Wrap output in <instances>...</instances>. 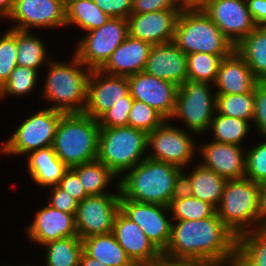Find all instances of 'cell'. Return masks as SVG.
<instances>
[{
    "instance_id": "6da1fadb",
    "label": "cell",
    "mask_w": 266,
    "mask_h": 266,
    "mask_svg": "<svg viewBox=\"0 0 266 266\" xmlns=\"http://www.w3.org/2000/svg\"><path fill=\"white\" fill-rule=\"evenodd\" d=\"M177 221L171 226L163 257L205 266H235L237 236L223 224L217 212L201 220Z\"/></svg>"
},
{
    "instance_id": "7a4b0ae2",
    "label": "cell",
    "mask_w": 266,
    "mask_h": 266,
    "mask_svg": "<svg viewBox=\"0 0 266 266\" xmlns=\"http://www.w3.org/2000/svg\"><path fill=\"white\" fill-rule=\"evenodd\" d=\"M183 169L146 157L119 180L120 199L170 205L182 190Z\"/></svg>"
},
{
    "instance_id": "3957f363",
    "label": "cell",
    "mask_w": 266,
    "mask_h": 266,
    "mask_svg": "<svg viewBox=\"0 0 266 266\" xmlns=\"http://www.w3.org/2000/svg\"><path fill=\"white\" fill-rule=\"evenodd\" d=\"M100 126L85 113L63 114L56 129L53 149L68 167L97 159Z\"/></svg>"
},
{
    "instance_id": "277c9868",
    "label": "cell",
    "mask_w": 266,
    "mask_h": 266,
    "mask_svg": "<svg viewBox=\"0 0 266 266\" xmlns=\"http://www.w3.org/2000/svg\"><path fill=\"white\" fill-rule=\"evenodd\" d=\"M48 76L43 87L45 99L55 102L50 106L64 114L83 113L87 101V83L91 70L74 54L71 64L58 63L50 59ZM83 66V67H82ZM87 70V71H86Z\"/></svg>"
},
{
    "instance_id": "5b68a950",
    "label": "cell",
    "mask_w": 266,
    "mask_h": 266,
    "mask_svg": "<svg viewBox=\"0 0 266 266\" xmlns=\"http://www.w3.org/2000/svg\"><path fill=\"white\" fill-rule=\"evenodd\" d=\"M223 224L237 237L249 232V226L266 222L261 204L260 185L247 179L227 180L216 209Z\"/></svg>"
},
{
    "instance_id": "8992f818",
    "label": "cell",
    "mask_w": 266,
    "mask_h": 266,
    "mask_svg": "<svg viewBox=\"0 0 266 266\" xmlns=\"http://www.w3.org/2000/svg\"><path fill=\"white\" fill-rule=\"evenodd\" d=\"M173 42L186 55L231 54L235 50L233 43L200 7L187 5L178 15Z\"/></svg>"
},
{
    "instance_id": "52a82bcc",
    "label": "cell",
    "mask_w": 266,
    "mask_h": 266,
    "mask_svg": "<svg viewBox=\"0 0 266 266\" xmlns=\"http://www.w3.org/2000/svg\"><path fill=\"white\" fill-rule=\"evenodd\" d=\"M148 133L130 126L100 128L97 159L117 177L147 156Z\"/></svg>"
},
{
    "instance_id": "ba28073f",
    "label": "cell",
    "mask_w": 266,
    "mask_h": 266,
    "mask_svg": "<svg viewBox=\"0 0 266 266\" xmlns=\"http://www.w3.org/2000/svg\"><path fill=\"white\" fill-rule=\"evenodd\" d=\"M210 89V83L187 79L178 88L172 119L183 120L192 133L202 134L209 130L216 113V93L212 95Z\"/></svg>"
},
{
    "instance_id": "9c48e42d",
    "label": "cell",
    "mask_w": 266,
    "mask_h": 266,
    "mask_svg": "<svg viewBox=\"0 0 266 266\" xmlns=\"http://www.w3.org/2000/svg\"><path fill=\"white\" fill-rule=\"evenodd\" d=\"M64 113L46 108L28 117L0 148L5 154L29 155L53 145L57 125Z\"/></svg>"
},
{
    "instance_id": "30bf717a",
    "label": "cell",
    "mask_w": 266,
    "mask_h": 266,
    "mask_svg": "<svg viewBox=\"0 0 266 266\" xmlns=\"http://www.w3.org/2000/svg\"><path fill=\"white\" fill-rule=\"evenodd\" d=\"M87 33L82 40L80 39L74 54L86 68L101 69L128 37V20L111 17L104 25Z\"/></svg>"
},
{
    "instance_id": "8fae6325",
    "label": "cell",
    "mask_w": 266,
    "mask_h": 266,
    "mask_svg": "<svg viewBox=\"0 0 266 266\" xmlns=\"http://www.w3.org/2000/svg\"><path fill=\"white\" fill-rule=\"evenodd\" d=\"M116 194L87 196L78 202L75 226L81 239L113 231L114 220L120 211L119 182Z\"/></svg>"
},
{
    "instance_id": "7c38bea8",
    "label": "cell",
    "mask_w": 266,
    "mask_h": 266,
    "mask_svg": "<svg viewBox=\"0 0 266 266\" xmlns=\"http://www.w3.org/2000/svg\"><path fill=\"white\" fill-rule=\"evenodd\" d=\"M147 146L154 152L148 158L166 162L184 170L193 160L195 143L186 130L171 126L166 120L161 126L148 133Z\"/></svg>"
},
{
    "instance_id": "4fadbf2b",
    "label": "cell",
    "mask_w": 266,
    "mask_h": 266,
    "mask_svg": "<svg viewBox=\"0 0 266 266\" xmlns=\"http://www.w3.org/2000/svg\"><path fill=\"white\" fill-rule=\"evenodd\" d=\"M199 7L234 46L257 27L245 0H207Z\"/></svg>"
},
{
    "instance_id": "5bb4252c",
    "label": "cell",
    "mask_w": 266,
    "mask_h": 266,
    "mask_svg": "<svg viewBox=\"0 0 266 266\" xmlns=\"http://www.w3.org/2000/svg\"><path fill=\"white\" fill-rule=\"evenodd\" d=\"M120 211L131 221L138 224L147 238L163 252L171 237L172 219L164 212H170L168 206L120 199Z\"/></svg>"
},
{
    "instance_id": "9a60e30c",
    "label": "cell",
    "mask_w": 266,
    "mask_h": 266,
    "mask_svg": "<svg viewBox=\"0 0 266 266\" xmlns=\"http://www.w3.org/2000/svg\"><path fill=\"white\" fill-rule=\"evenodd\" d=\"M9 20L16 25L12 29L29 31L33 27L66 26V2L64 0H14Z\"/></svg>"
},
{
    "instance_id": "2e32d148",
    "label": "cell",
    "mask_w": 266,
    "mask_h": 266,
    "mask_svg": "<svg viewBox=\"0 0 266 266\" xmlns=\"http://www.w3.org/2000/svg\"><path fill=\"white\" fill-rule=\"evenodd\" d=\"M129 93L127 76L110 75L101 69L91 70L87 83V101L83 113L98 120L116 102Z\"/></svg>"
},
{
    "instance_id": "e0dca14e",
    "label": "cell",
    "mask_w": 266,
    "mask_h": 266,
    "mask_svg": "<svg viewBox=\"0 0 266 266\" xmlns=\"http://www.w3.org/2000/svg\"><path fill=\"white\" fill-rule=\"evenodd\" d=\"M129 92L138 101L144 102L159 112L166 120L172 119L179 86L144 71L127 77Z\"/></svg>"
},
{
    "instance_id": "ac0fdd59",
    "label": "cell",
    "mask_w": 266,
    "mask_h": 266,
    "mask_svg": "<svg viewBox=\"0 0 266 266\" xmlns=\"http://www.w3.org/2000/svg\"><path fill=\"white\" fill-rule=\"evenodd\" d=\"M182 9H164L144 14H130L129 35L151 45L173 41L178 15Z\"/></svg>"
},
{
    "instance_id": "d6986e66",
    "label": "cell",
    "mask_w": 266,
    "mask_h": 266,
    "mask_svg": "<svg viewBox=\"0 0 266 266\" xmlns=\"http://www.w3.org/2000/svg\"><path fill=\"white\" fill-rule=\"evenodd\" d=\"M112 232L119 245L136 266L156 261L162 257V252L147 238L141 227L121 211L115 217Z\"/></svg>"
},
{
    "instance_id": "ffe728a7",
    "label": "cell",
    "mask_w": 266,
    "mask_h": 266,
    "mask_svg": "<svg viewBox=\"0 0 266 266\" xmlns=\"http://www.w3.org/2000/svg\"><path fill=\"white\" fill-rule=\"evenodd\" d=\"M144 72L181 86L188 79L187 55L173 41L152 45Z\"/></svg>"
},
{
    "instance_id": "44dd1931",
    "label": "cell",
    "mask_w": 266,
    "mask_h": 266,
    "mask_svg": "<svg viewBox=\"0 0 266 266\" xmlns=\"http://www.w3.org/2000/svg\"><path fill=\"white\" fill-rule=\"evenodd\" d=\"M242 150V146L212 141L199 148L204 158L200 164L226 180L241 179L246 172V153Z\"/></svg>"
},
{
    "instance_id": "7402d4cb",
    "label": "cell",
    "mask_w": 266,
    "mask_h": 266,
    "mask_svg": "<svg viewBox=\"0 0 266 266\" xmlns=\"http://www.w3.org/2000/svg\"><path fill=\"white\" fill-rule=\"evenodd\" d=\"M35 220L27 227L29 240L45 245L70 236H78L75 215L57 210L50 205L37 211Z\"/></svg>"
},
{
    "instance_id": "603a6c76",
    "label": "cell",
    "mask_w": 266,
    "mask_h": 266,
    "mask_svg": "<svg viewBox=\"0 0 266 266\" xmlns=\"http://www.w3.org/2000/svg\"><path fill=\"white\" fill-rule=\"evenodd\" d=\"M258 80L243 57L234 50L218 68L214 86L216 94H246L254 91Z\"/></svg>"
},
{
    "instance_id": "cb8c5ba5",
    "label": "cell",
    "mask_w": 266,
    "mask_h": 266,
    "mask_svg": "<svg viewBox=\"0 0 266 266\" xmlns=\"http://www.w3.org/2000/svg\"><path fill=\"white\" fill-rule=\"evenodd\" d=\"M151 47L150 43L128 35L101 70L110 75L127 77L142 72Z\"/></svg>"
},
{
    "instance_id": "d4e9b609",
    "label": "cell",
    "mask_w": 266,
    "mask_h": 266,
    "mask_svg": "<svg viewBox=\"0 0 266 266\" xmlns=\"http://www.w3.org/2000/svg\"><path fill=\"white\" fill-rule=\"evenodd\" d=\"M185 174L183 171L182 189L217 209L227 180L200 163L187 176Z\"/></svg>"
},
{
    "instance_id": "484cf974",
    "label": "cell",
    "mask_w": 266,
    "mask_h": 266,
    "mask_svg": "<svg viewBox=\"0 0 266 266\" xmlns=\"http://www.w3.org/2000/svg\"><path fill=\"white\" fill-rule=\"evenodd\" d=\"M28 172L33 181L43 187L57 185L69 169L55 154L53 146L29 153Z\"/></svg>"
},
{
    "instance_id": "4316f807",
    "label": "cell",
    "mask_w": 266,
    "mask_h": 266,
    "mask_svg": "<svg viewBox=\"0 0 266 266\" xmlns=\"http://www.w3.org/2000/svg\"><path fill=\"white\" fill-rule=\"evenodd\" d=\"M83 251L107 266H136L117 242L113 232L82 239Z\"/></svg>"
},
{
    "instance_id": "83f0119b",
    "label": "cell",
    "mask_w": 266,
    "mask_h": 266,
    "mask_svg": "<svg viewBox=\"0 0 266 266\" xmlns=\"http://www.w3.org/2000/svg\"><path fill=\"white\" fill-rule=\"evenodd\" d=\"M235 50L243 57L258 81H266V26H257Z\"/></svg>"
},
{
    "instance_id": "f1b7e54d",
    "label": "cell",
    "mask_w": 266,
    "mask_h": 266,
    "mask_svg": "<svg viewBox=\"0 0 266 266\" xmlns=\"http://www.w3.org/2000/svg\"><path fill=\"white\" fill-rule=\"evenodd\" d=\"M235 266H266V222L237 237Z\"/></svg>"
},
{
    "instance_id": "f546056e",
    "label": "cell",
    "mask_w": 266,
    "mask_h": 266,
    "mask_svg": "<svg viewBox=\"0 0 266 266\" xmlns=\"http://www.w3.org/2000/svg\"><path fill=\"white\" fill-rule=\"evenodd\" d=\"M110 18L93 0H68L66 2L67 26L74 24L89 32L101 27Z\"/></svg>"
},
{
    "instance_id": "4dcf8cb0",
    "label": "cell",
    "mask_w": 266,
    "mask_h": 266,
    "mask_svg": "<svg viewBox=\"0 0 266 266\" xmlns=\"http://www.w3.org/2000/svg\"><path fill=\"white\" fill-rule=\"evenodd\" d=\"M78 176L88 196L111 194L105 192L111 179L117 177L98 159L71 168Z\"/></svg>"
},
{
    "instance_id": "1f68e13d",
    "label": "cell",
    "mask_w": 266,
    "mask_h": 266,
    "mask_svg": "<svg viewBox=\"0 0 266 266\" xmlns=\"http://www.w3.org/2000/svg\"><path fill=\"white\" fill-rule=\"evenodd\" d=\"M46 266H79L83 241L79 236H70L46 243Z\"/></svg>"
},
{
    "instance_id": "d6a6232c",
    "label": "cell",
    "mask_w": 266,
    "mask_h": 266,
    "mask_svg": "<svg viewBox=\"0 0 266 266\" xmlns=\"http://www.w3.org/2000/svg\"><path fill=\"white\" fill-rule=\"evenodd\" d=\"M173 213L171 219L176 220H201L212 216L216 209L209 203L186 193L183 189L172 199L169 205Z\"/></svg>"
},
{
    "instance_id": "836d02e7",
    "label": "cell",
    "mask_w": 266,
    "mask_h": 266,
    "mask_svg": "<svg viewBox=\"0 0 266 266\" xmlns=\"http://www.w3.org/2000/svg\"><path fill=\"white\" fill-rule=\"evenodd\" d=\"M46 59L44 42L30 31L17 29V64L39 71Z\"/></svg>"
},
{
    "instance_id": "e575fe53",
    "label": "cell",
    "mask_w": 266,
    "mask_h": 266,
    "mask_svg": "<svg viewBox=\"0 0 266 266\" xmlns=\"http://www.w3.org/2000/svg\"><path fill=\"white\" fill-rule=\"evenodd\" d=\"M254 91L246 94H216V112L221 115L253 121Z\"/></svg>"
},
{
    "instance_id": "d590c367",
    "label": "cell",
    "mask_w": 266,
    "mask_h": 266,
    "mask_svg": "<svg viewBox=\"0 0 266 266\" xmlns=\"http://www.w3.org/2000/svg\"><path fill=\"white\" fill-rule=\"evenodd\" d=\"M215 114L210 124L214 133L213 141L241 146L240 142L250 132V122L218 113Z\"/></svg>"
},
{
    "instance_id": "8d00e7d4",
    "label": "cell",
    "mask_w": 266,
    "mask_h": 266,
    "mask_svg": "<svg viewBox=\"0 0 266 266\" xmlns=\"http://www.w3.org/2000/svg\"><path fill=\"white\" fill-rule=\"evenodd\" d=\"M230 54L211 55L195 52L187 55L188 80L206 82L213 85L218 68ZM212 82V83H211Z\"/></svg>"
},
{
    "instance_id": "74e56055",
    "label": "cell",
    "mask_w": 266,
    "mask_h": 266,
    "mask_svg": "<svg viewBox=\"0 0 266 266\" xmlns=\"http://www.w3.org/2000/svg\"><path fill=\"white\" fill-rule=\"evenodd\" d=\"M38 71L29 67L17 65L9 79L0 88V98L5 96H23L31 92L36 86Z\"/></svg>"
},
{
    "instance_id": "f35d334b",
    "label": "cell",
    "mask_w": 266,
    "mask_h": 266,
    "mask_svg": "<svg viewBox=\"0 0 266 266\" xmlns=\"http://www.w3.org/2000/svg\"><path fill=\"white\" fill-rule=\"evenodd\" d=\"M165 121L166 119L154 108L134 99L128 117V126L149 133L161 126Z\"/></svg>"
},
{
    "instance_id": "ab89813d",
    "label": "cell",
    "mask_w": 266,
    "mask_h": 266,
    "mask_svg": "<svg viewBox=\"0 0 266 266\" xmlns=\"http://www.w3.org/2000/svg\"><path fill=\"white\" fill-rule=\"evenodd\" d=\"M17 65V29L11 28L0 37V88Z\"/></svg>"
},
{
    "instance_id": "60d3db41",
    "label": "cell",
    "mask_w": 266,
    "mask_h": 266,
    "mask_svg": "<svg viewBox=\"0 0 266 266\" xmlns=\"http://www.w3.org/2000/svg\"><path fill=\"white\" fill-rule=\"evenodd\" d=\"M245 177L259 185L266 181V142L246 152Z\"/></svg>"
},
{
    "instance_id": "b9f144b4",
    "label": "cell",
    "mask_w": 266,
    "mask_h": 266,
    "mask_svg": "<svg viewBox=\"0 0 266 266\" xmlns=\"http://www.w3.org/2000/svg\"><path fill=\"white\" fill-rule=\"evenodd\" d=\"M133 102L134 98L129 92L124 100L116 102L98 119L100 128L128 126V117Z\"/></svg>"
},
{
    "instance_id": "7bdbcfd3",
    "label": "cell",
    "mask_w": 266,
    "mask_h": 266,
    "mask_svg": "<svg viewBox=\"0 0 266 266\" xmlns=\"http://www.w3.org/2000/svg\"><path fill=\"white\" fill-rule=\"evenodd\" d=\"M255 111L253 121L256 129L266 137V81H258L254 87Z\"/></svg>"
},
{
    "instance_id": "ee69618b",
    "label": "cell",
    "mask_w": 266,
    "mask_h": 266,
    "mask_svg": "<svg viewBox=\"0 0 266 266\" xmlns=\"http://www.w3.org/2000/svg\"><path fill=\"white\" fill-rule=\"evenodd\" d=\"M185 6V0H132L131 14H144L164 9H183Z\"/></svg>"
},
{
    "instance_id": "f6af8a7d",
    "label": "cell",
    "mask_w": 266,
    "mask_h": 266,
    "mask_svg": "<svg viewBox=\"0 0 266 266\" xmlns=\"http://www.w3.org/2000/svg\"><path fill=\"white\" fill-rule=\"evenodd\" d=\"M49 187L51 190V197L48 205L62 212L76 215L78 201L58 185H52Z\"/></svg>"
},
{
    "instance_id": "bcb514c9",
    "label": "cell",
    "mask_w": 266,
    "mask_h": 266,
    "mask_svg": "<svg viewBox=\"0 0 266 266\" xmlns=\"http://www.w3.org/2000/svg\"><path fill=\"white\" fill-rule=\"evenodd\" d=\"M107 15L113 18H128L132 11V0H93Z\"/></svg>"
},
{
    "instance_id": "7dc6e473",
    "label": "cell",
    "mask_w": 266,
    "mask_h": 266,
    "mask_svg": "<svg viewBox=\"0 0 266 266\" xmlns=\"http://www.w3.org/2000/svg\"><path fill=\"white\" fill-rule=\"evenodd\" d=\"M57 185L73 198H75L78 202L82 201L88 196L83 185L81 184L79 176L71 168L64 173Z\"/></svg>"
},
{
    "instance_id": "c3c4849f",
    "label": "cell",
    "mask_w": 266,
    "mask_h": 266,
    "mask_svg": "<svg viewBox=\"0 0 266 266\" xmlns=\"http://www.w3.org/2000/svg\"><path fill=\"white\" fill-rule=\"evenodd\" d=\"M248 10L257 26H266V0H247Z\"/></svg>"
},
{
    "instance_id": "681fc988",
    "label": "cell",
    "mask_w": 266,
    "mask_h": 266,
    "mask_svg": "<svg viewBox=\"0 0 266 266\" xmlns=\"http://www.w3.org/2000/svg\"><path fill=\"white\" fill-rule=\"evenodd\" d=\"M138 266H205V265L190 261L170 260L162 256L160 259L156 261H152L146 264H141Z\"/></svg>"
},
{
    "instance_id": "f907efd6",
    "label": "cell",
    "mask_w": 266,
    "mask_h": 266,
    "mask_svg": "<svg viewBox=\"0 0 266 266\" xmlns=\"http://www.w3.org/2000/svg\"><path fill=\"white\" fill-rule=\"evenodd\" d=\"M14 0H0V16L8 18L12 12Z\"/></svg>"
},
{
    "instance_id": "816d5d0a",
    "label": "cell",
    "mask_w": 266,
    "mask_h": 266,
    "mask_svg": "<svg viewBox=\"0 0 266 266\" xmlns=\"http://www.w3.org/2000/svg\"><path fill=\"white\" fill-rule=\"evenodd\" d=\"M79 266H107L100 262L99 260L93 259L90 256H88L84 251L81 254L80 257V264Z\"/></svg>"
},
{
    "instance_id": "f5cc1de1",
    "label": "cell",
    "mask_w": 266,
    "mask_h": 266,
    "mask_svg": "<svg viewBox=\"0 0 266 266\" xmlns=\"http://www.w3.org/2000/svg\"><path fill=\"white\" fill-rule=\"evenodd\" d=\"M260 188H261L262 210H263V214H264L265 220H266V181H264L262 184H260Z\"/></svg>"
},
{
    "instance_id": "db71d44e",
    "label": "cell",
    "mask_w": 266,
    "mask_h": 266,
    "mask_svg": "<svg viewBox=\"0 0 266 266\" xmlns=\"http://www.w3.org/2000/svg\"><path fill=\"white\" fill-rule=\"evenodd\" d=\"M205 1H207V0H185V4L187 6H191V7H199Z\"/></svg>"
}]
</instances>
